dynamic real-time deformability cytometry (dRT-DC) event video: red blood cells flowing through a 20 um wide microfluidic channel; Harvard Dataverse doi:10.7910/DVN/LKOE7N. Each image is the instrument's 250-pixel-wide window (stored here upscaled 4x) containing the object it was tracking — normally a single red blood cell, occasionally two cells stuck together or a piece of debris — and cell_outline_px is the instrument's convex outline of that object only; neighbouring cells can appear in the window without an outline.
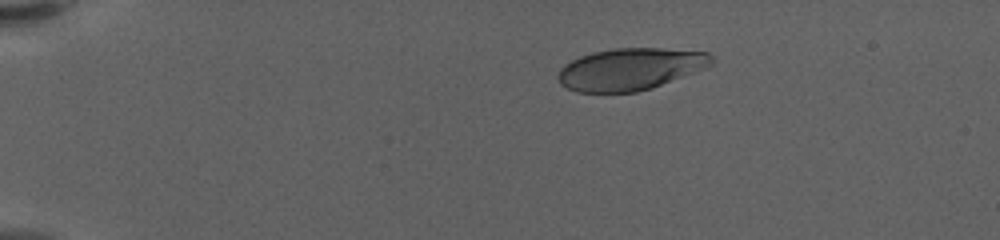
{"species": "human", "species_latin": "Homo sapiens", "temperature_condition": "warm", "stored_images_in_passage": 7, "camera_frame_rate_fps": 3000, "um_per_image_px": 0.085, "donor": {"sex": "female"}, "frame": {"image": 1, "passage_image": 1, "time_ms": 0.0, "image_size_px": [1000, 240], "cell_outline_px": [[716, 64], [652, 88], [636, 92], [576, 92], [560, 84], [556, 76], [560, 68], [564, 64], [580, 56], [596, 52], [616, 48], [660, 48], [708, 52], [716, 60]], "centroid_in_image_um": [53.6, 5.87], "position_along_channel_um": 31.4, "area_um2": 37.69}}
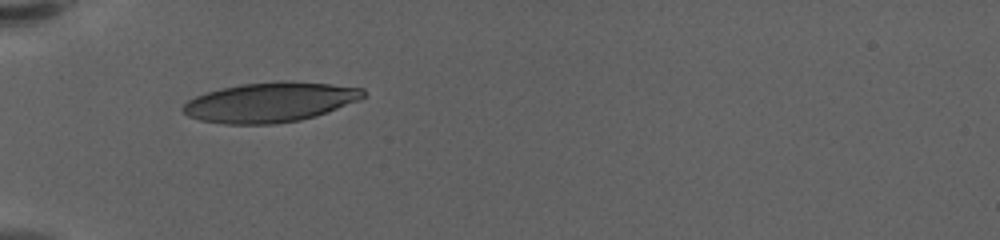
{"frame": {"image": 2, "passage_image": 6, "time_ms": 1.667, "image_size_px": [1000, 240], "cell_outline_px": [[364, 96], [356, 100], [328, 112], [316, 116], [300, 120], [272, 124], [224, 124], [200, 120], [188, 116], [180, 108], [188, 100], [196, 96], [208, 92], [240, 84], [332, 84], [364, 88]], "centroid_in_image_um": [22.9, 8.74], "position_along_channel_um": 62.1, "area_um2": 40.29}}